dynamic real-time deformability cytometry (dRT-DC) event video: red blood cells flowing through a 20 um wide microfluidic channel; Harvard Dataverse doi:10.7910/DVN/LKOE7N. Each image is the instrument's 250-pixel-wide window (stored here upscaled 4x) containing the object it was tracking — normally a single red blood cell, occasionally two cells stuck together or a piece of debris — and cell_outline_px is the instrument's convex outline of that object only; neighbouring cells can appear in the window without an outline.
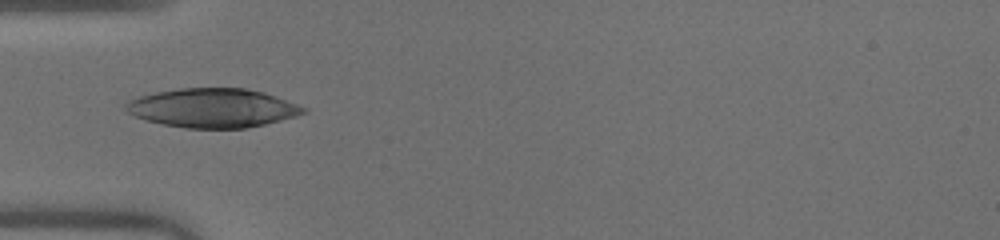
{"species": "human", "species_latin": "Homo sapiens", "temperature_condition": "warm", "stored_images_in_passage": 35, "camera_frame_rate_fps": 3000, "um_per_image_px": 0.085, "donor": {"sex": "male"}, "frame": {"image": 1, "passage_image": 1, "time_ms": 0.0, "image_size_px": [1000, 240], "cell_outline_px": [[308, 112], [296, 116], [264, 124], [244, 128], [184, 128], [144, 120], [128, 112], [124, 108], [124, 104], [140, 96], [156, 92], [180, 88], [244, 88], [264, 92], [308, 108]], "centroid_in_image_um": [18.09, 9.18], "position_along_channel_um": 66.9, "area_um2": 40.23}}
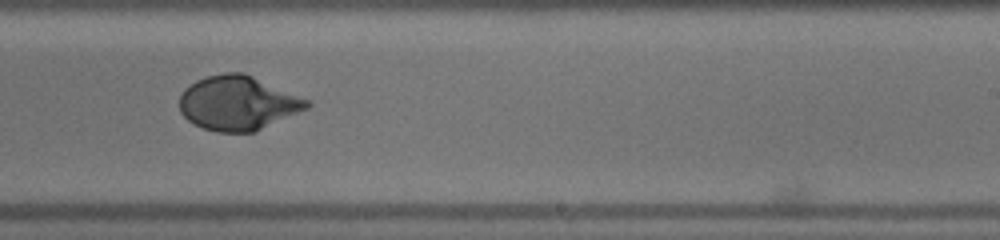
{"frame": {"image": 2, "passage_image": 16, "time_ms": 5.0, "image_size_px": [1000, 240], "cell_outline_px": [[312, 104], [308, 108], [256, 132], [216, 132], [204, 128], [188, 120], [180, 112], [180, 96], [184, 88], [196, 80], [208, 76], [224, 72], [244, 72], [308, 100]], "centroid_in_image_um": [20.21, 8.76], "position_along_channel_um": 268.8, "area_um2": 40.23}}
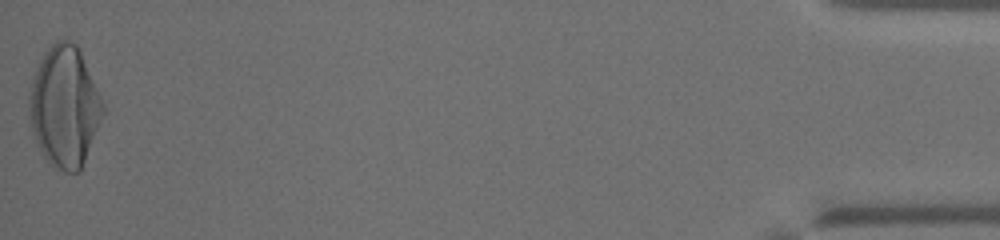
{"frame": {"image": 3, "passage_image": 35, "time_ms": 11.333, "image_size_px": [1000, 240], "cell_outline_px": [[104, 112], [80, 172], [64, 172], [52, 164], [44, 156], [36, 140], [32, 128], [28, 104], [28, 96], [32, 80], [36, 68], [44, 52], [56, 40], [72, 40], [76, 44], [80, 52], [104, 104]], "centroid_in_image_um": [5.48, 9.05], "position_along_channel_um": 429.7, "area_um2": 51.21}, "authors_computed_cell_mechanics": {"area_um2": 40.2866, "velocity_mm_per_s": 4.0472, "shape_relaxation_time_tau1_ms": 4.6862, "shape_relaxation_time_tau2_ms": null, "deformation_change_tau1": 0.2626, "deformation_change_tau2": null}}